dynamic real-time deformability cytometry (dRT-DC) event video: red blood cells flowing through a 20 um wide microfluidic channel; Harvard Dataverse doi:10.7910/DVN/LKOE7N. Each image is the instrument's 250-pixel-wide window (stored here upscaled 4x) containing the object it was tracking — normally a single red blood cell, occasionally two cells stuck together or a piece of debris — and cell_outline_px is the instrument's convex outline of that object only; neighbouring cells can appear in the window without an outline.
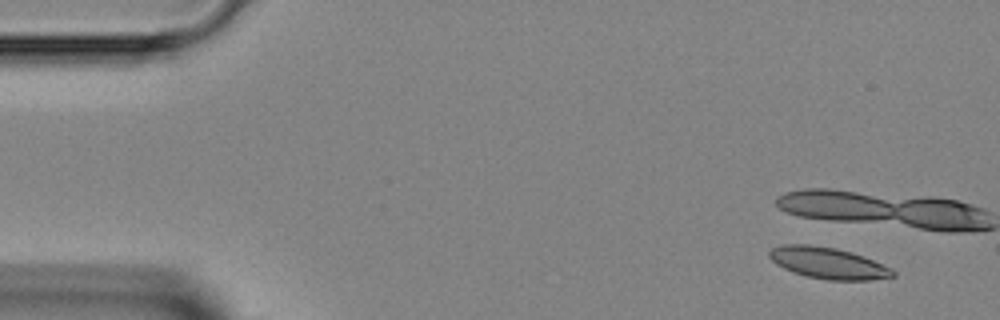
{"species": "Egyptian fruit bat (a non-hibernating species)", "species_latin": "Rousettus aegyptiacus", "temperature_condition": "room temperature", "stored_images_in_passage": 5, "camera_frame_rate_fps": 3000, "um_per_image_px": 0.085, "animal": {"sex": "female"}, "frame": {"image": 1, "passage_image": 1, "time_ms": 0.0, "image_size_px": [1000, 320], "cell_outline_px": [[896, 276], [868, 280], [828, 280], [808, 276], [792, 272], [776, 264], [768, 256], [768, 252], [772, 248], [780, 244], [808, 244], [836, 248], [852, 252], [864, 256], [892, 268], [896, 272]], "centroid_in_image_um": [70.39, 22.35], "position_along_channel_um": 14.6, "area_um2": 22.72}}